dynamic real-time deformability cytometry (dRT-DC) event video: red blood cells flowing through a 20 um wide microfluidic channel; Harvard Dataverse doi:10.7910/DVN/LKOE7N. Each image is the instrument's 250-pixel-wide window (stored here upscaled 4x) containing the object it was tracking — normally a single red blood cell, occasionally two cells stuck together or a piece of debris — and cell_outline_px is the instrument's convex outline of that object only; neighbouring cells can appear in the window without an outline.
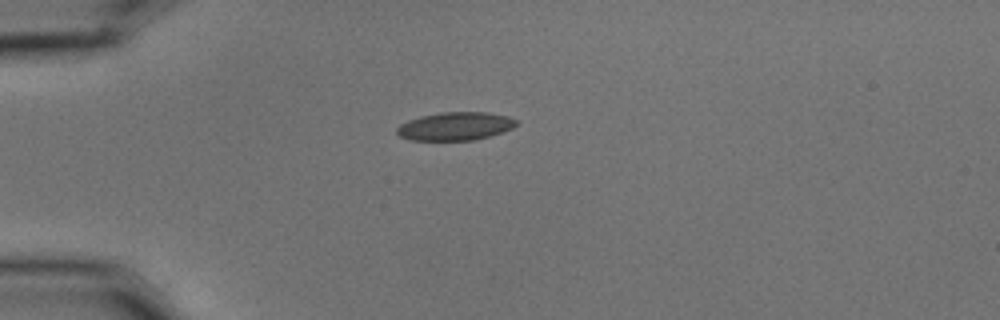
{"species": "common noctule bat (a hibernating species)", "species_latin": "Nyctalus noctula", "temperature_condition": "cold", "stored_images_in_passage": 4, "camera_frame_rate_fps": 3000, "um_per_image_px": 0.085, "animal": {"sex": "male", "body_mass_g": 15.6}, "frame": {"image": 1, "passage_image": 1, "time_ms": 0.0, "image_size_px": [1000, 320], "cell_outline_px": [[516, 124], [512, 128], [476, 140], [408, 140], [400, 136], [396, 132], [396, 128], [400, 124], [408, 120], [420, 116], [440, 112], [488, 112], [508, 116], [516, 120]], "centroid_in_image_um": [38.66, 10.72], "position_along_channel_um": 46.3, "area_um2": 19.59}}
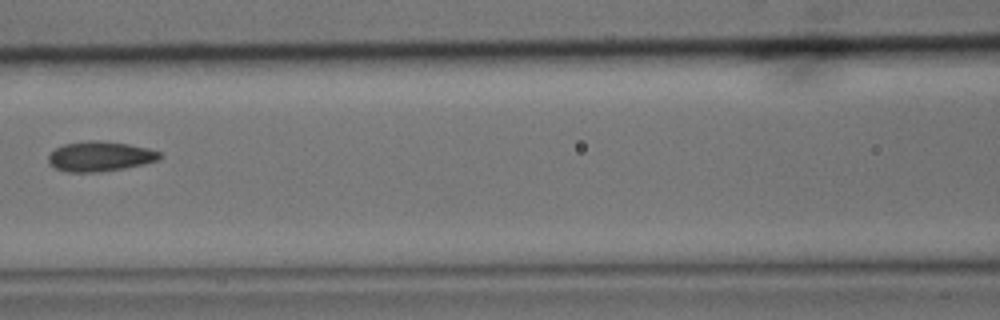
{"frame": {"image": 2, "passage_image": 4, "time_ms": 1.0, "image_size_px": [1000, 320], "cell_outline_px": [[164, 156], [160, 160], [144, 164], [124, 168], [100, 172], [68, 172], [56, 168], [48, 164], [48, 156], [56, 148], [64, 144], [88, 140], [100, 140], [128, 144], [148, 148], [160, 152]], "centroid_in_image_um": [8.53, 13.29], "position_along_channel_um": 158.1, "area_um2": 19.59}}